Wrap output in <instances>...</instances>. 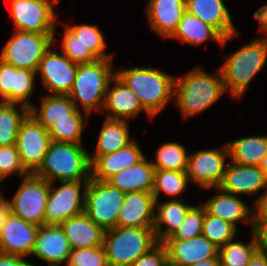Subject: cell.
<instances>
[{
    "label": "cell",
    "instance_id": "6da1fadb",
    "mask_svg": "<svg viewBox=\"0 0 267 266\" xmlns=\"http://www.w3.org/2000/svg\"><path fill=\"white\" fill-rule=\"evenodd\" d=\"M226 93L219 68L210 75L202 66H197L185 75L175 77L173 103L184 119L192 118L211 107Z\"/></svg>",
    "mask_w": 267,
    "mask_h": 266
},
{
    "label": "cell",
    "instance_id": "7a4b0ae2",
    "mask_svg": "<svg viewBox=\"0 0 267 266\" xmlns=\"http://www.w3.org/2000/svg\"><path fill=\"white\" fill-rule=\"evenodd\" d=\"M116 75L138 97L142 107L155 119L166 108L168 102H174L175 76L160 69L133 67L116 70Z\"/></svg>",
    "mask_w": 267,
    "mask_h": 266
},
{
    "label": "cell",
    "instance_id": "3957f363",
    "mask_svg": "<svg viewBox=\"0 0 267 266\" xmlns=\"http://www.w3.org/2000/svg\"><path fill=\"white\" fill-rule=\"evenodd\" d=\"M35 176L56 181H89L91 165L89 151L83 144L51 141L42 164L33 173Z\"/></svg>",
    "mask_w": 267,
    "mask_h": 266
},
{
    "label": "cell",
    "instance_id": "277c9868",
    "mask_svg": "<svg viewBox=\"0 0 267 266\" xmlns=\"http://www.w3.org/2000/svg\"><path fill=\"white\" fill-rule=\"evenodd\" d=\"M263 37H257L227 55L219 68L226 92L235 100L244 96L248 85L267 62V37Z\"/></svg>",
    "mask_w": 267,
    "mask_h": 266
},
{
    "label": "cell",
    "instance_id": "5b68a950",
    "mask_svg": "<svg viewBox=\"0 0 267 266\" xmlns=\"http://www.w3.org/2000/svg\"><path fill=\"white\" fill-rule=\"evenodd\" d=\"M113 58L98 59L92 63L78 64L75 79L68 94L76 109L89 115L94 110L102 111L106 91L111 79L116 75L113 72ZM81 104V108L79 104Z\"/></svg>",
    "mask_w": 267,
    "mask_h": 266
},
{
    "label": "cell",
    "instance_id": "8992f818",
    "mask_svg": "<svg viewBox=\"0 0 267 266\" xmlns=\"http://www.w3.org/2000/svg\"><path fill=\"white\" fill-rule=\"evenodd\" d=\"M158 244L153 228L115 227L105 231L109 266H130Z\"/></svg>",
    "mask_w": 267,
    "mask_h": 266
},
{
    "label": "cell",
    "instance_id": "52a82bcc",
    "mask_svg": "<svg viewBox=\"0 0 267 266\" xmlns=\"http://www.w3.org/2000/svg\"><path fill=\"white\" fill-rule=\"evenodd\" d=\"M65 25L62 35L61 51L72 62L77 64L92 63L98 59L113 58L106 53V41L97 25Z\"/></svg>",
    "mask_w": 267,
    "mask_h": 266
},
{
    "label": "cell",
    "instance_id": "ba28073f",
    "mask_svg": "<svg viewBox=\"0 0 267 266\" xmlns=\"http://www.w3.org/2000/svg\"><path fill=\"white\" fill-rule=\"evenodd\" d=\"M54 35L15 30L6 45L1 48L0 60L16 68L37 73L45 52L59 41Z\"/></svg>",
    "mask_w": 267,
    "mask_h": 266
},
{
    "label": "cell",
    "instance_id": "9c48e42d",
    "mask_svg": "<svg viewBox=\"0 0 267 266\" xmlns=\"http://www.w3.org/2000/svg\"><path fill=\"white\" fill-rule=\"evenodd\" d=\"M125 194L107 181L90 178L85 192L84 213L105 231L115 228Z\"/></svg>",
    "mask_w": 267,
    "mask_h": 266
},
{
    "label": "cell",
    "instance_id": "30bf717a",
    "mask_svg": "<svg viewBox=\"0 0 267 266\" xmlns=\"http://www.w3.org/2000/svg\"><path fill=\"white\" fill-rule=\"evenodd\" d=\"M59 183V187H56L54 182L49 183L45 225H60L65 220L84 212L88 181H63Z\"/></svg>",
    "mask_w": 267,
    "mask_h": 266
},
{
    "label": "cell",
    "instance_id": "8fae6325",
    "mask_svg": "<svg viewBox=\"0 0 267 266\" xmlns=\"http://www.w3.org/2000/svg\"><path fill=\"white\" fill-rule=\"evenodd\" d=\"M49 182L33 173L22 177L14 197L8 200L10 211L37 226L44 225Z\"/></svg>",
    "mask_w": 267,
    "mask_h": 266
},
{
    "label": "cell",
    "instance_id": "7c38bea8",
    "mask_svg": "<svg viewBox=\"0 0 267 266\" xmlns=\"http://www.w3.org/2000/svg\"><path fill=\"white\" fill-rule=\"evenodd\" d=\"M61 0H11L10 16L14 30L55 34L57 14L54 6Z\"/></svg>",
    "mask_w": 267,
    "mask_h": 266
},
{
    "label": "cell",
    "instance_id": "4fadbf2b",
    "mask_svg": "<svg viewBox=\"0 0 267 266\" xmlns=\"http://www.w3.org/2000/svg\"><path fill=\"white\" fill-rule=\"evenodd\" d=\"M221 147L199 150L188 155L186 172L189 182L192 181L204 190L220 186L227 166L226 157L229 159L227 144Z\"/></svg>",
    "mask_w": 267,
    "mask_h": 266
},
{
    "label": "cell",
    "instance_id": "5bb4252c",
    "mask_svg": "<svg viewBox=\"0 0 267 266\" xmlns=\"http://www.w3.org/2000/svg\"><path fill=\"white\" fill-rule=\"evenodd\" d=\"M50 142L48 130L29 113L21 122L16 136L20 161L29 173H34L42 164Z\"/></svg>",
    "mask_w": 267,
    "mask_h": 266
},
{
    "label": "cell",
    "instance_id": "9a60e30c",
    "mask_svg": "<svg viewBox=\"0 0 267 266\" xmlns=\"http://www.w3.org/2000/svg\"><path fill=\"white\" fill-rule=\"evenodd\" d=\"M78 64L62 52L50 47L39 62L37 76L49 95H68L71 91ZM39 72V73H38Z\"/></svg>",
    "mask_w": 267,
    "mask_h": 266
},
{
    "label": "cell",
    "instance_id": "2e32d148",
    "mask_svg": "<svg viewBox=\"0 0 267 266\" xmlns=\"http://www.w3.org/2000/svg\"><path fill=\"white\" fill-rule=\"evenodd\" d=\"M229 162L219 188L226 193L237 196H256L262 189H265L263 194L255 200L253 206L256 207L267 192L266 174L259 166Z\"/></svg>",
    "mask_w": 267,
    "mask_h": 266
},
{
    "label": "cell",
    "instance_id": "e0dca14e",
    "mask_svg": "<svg viewBox=\"0 0 267 266\" xmlns=\"http://www.w3.org/2000/svg\"><path fill=\"white\" fill-rule=\"evenodd\" d=\"M38 228L9 211L0 230V253L31 256Z\"/></svg>",
    "mask_w": 267,
    "mask_h": 266
},
{
    "label": "cell",
    "instance_id": "ac0fdd59",
    "mask_svg": "<svg viewBox=\"0 0 267 266\" xmlns=\"http://www.w3.org/2000/svg\"><path fill=\"white\" fill-rule=\"evenodd\" d=\"M36 72L16 68L0 60V101L20 104L30 109Z\"/></svg>",
    "mask_w": 267,
    "mask_h": 266
},
{
    "label": "cell",
    "instance_id": "d6986e66",
    "mask_svg": "<svg viewBox=\"0 0 267 266\" xmlns=\"http://www.w3.org/2000/svg\"><path fill=\"white\" fill-rule=\"evenodd\" d=\"M168 265L190 266L208 259H220L219 248L202 234L188 240L166 239Z\"/></svg>",
    "mask_w": 267,
    "mask_h": 266
},
{
    "label": "cell",
    "instance_id": "ffe728a7",
    "mask_svg": "<svg viewBox=\"0 0 267 266\" xmlns=\"http://www.w3.org/2000/svg\"><path fill=\"white\" fill-rule=\"evenodd\" d=\"M109 83L106 91L105 102L102 111H107L108 119L132 120L142 111L150 120L154 118L142 107L138 97L130 90L123 81L115 75Z\"/></svg>",
    "mask_w": 267,
    "mask_h": 266
},
{
    "label": "cell",
    "instance_id": "44dd1931",
    "mask_svg": "<svg viewBox=\"0 0 267 266\" xmlns=\"http://www.w3.org/2000/svg\"><path fill=\"white\" fill-rule=\"evenodd\" d=\"M72 248L61 225L39 226L35 246L31 256L49 263V266H61L68 262Z\"/></svg>",
    "mask_w": 267,
    "mask_h": 266
},
{
    "label": "cell",
    "instance_id": "7402d4cb",
    "mask_svg": "<svg viewBox=\"0 0 267 266\" xmlns=\"http://www.w3.org/2000/svg\"><path fill=\"white\" fill-rule=\"evenodd\" d=\"M155 203L152 192H127L118 213L117 227L153 228Z\"/></svg>",
    "mask_w": 267,
    "mask_h": 266
},
{
    "label": "cell",
    "instance_id": "603a6c76",
    "mask_svg": "<svg viewBox=\"0 0 267 266\" xmlns=\"http://www.w3.org/2000/svg\"><path fill=\"white\" fill-rule=\"evenodd\" d=\"M145 155L134 139L126 147L104 156H89L91 178L97 181H107L118 171L140 162Z\"/></svg>",
    "mask_w": 267,
    "mask_h": 266
},
{
    "label": "cell",
    "instance_id": "cb8c5ba5",
    "mask_svg": "<svg viewBox=\"0 0 267 266\" xmlns=\"http://www.w3.org/2000/svg\"><path fill=\"white\" fill-rule=\"evenodd\" d=\"M209 189L217 190V194L202 203L209 214L225 220L236 228L239 221L249 223L252 230L254 206L250 208L240 197L226 193L219 187Z\"/></svg>",
    "mask_w": 267,
    "mask_h": 266
},
{
    "label": "cell",
    "instance_id": "d4e9b609",
    "mask_svg": "<svg viewBox=\"0 0 267 266\" xmlns=\"http://www.w3.org/2000/svg\"><path fill=\"white\" fill-rule=\"evenodd\" d=\"M145 7L150 29L163 39L174 33L186 11L185 0H149Z\"/></svg>",
    "mask_w": 267,
    "mask_h": 266
},
{
    "label": "cell",
    "instance_id": "484cf974",
    "mask_svg": "<svg viewBox=\"0 0 267 266\" xmlns=\"http://www.w3.org/2000/svg\"><path fill=\"white\" fill-rule=\"evenodd\" d=\"M185 9L202 22L214 27L224 38L237 32L223 0H185Z\"/></svg>",
    "mask_w": 267,
    "mask_h": 266
},
{
    "label": "cell",
    "instance_id": "4316f807",
    "mask_svg": "<svg viewBox=\"0 0 267 266\" xmlns=\"http://www.w3.org/2000/svg\"><path fill=\"white\" fill-rule=\"evenodd\" d=\"M237 36H239L238 32L228 38H224L214 27L185 11L174 33L168 39L177 38L182 43H187L192 46H198L207 40H212L217 42L223 49L230 39Z\"/></svg>",
    "mask_w": 267,
    "mask_h": 266
},
{
    "label": "cell",
    "instance_id": "83f0119b",
    "mask_svg": "<svg viewBox=\"0 0 267 266\" xmlns=\"http://www.w3.org/2000/svg\"><path fill=\"white\" fill-rule=\"evenodd\" d=\"M60 225L72 249L103 246L105 230L96 225L84 212Z\"/></svg>",
    "mask_w": 267,
    "mask_h": 266
},
{
    "label": "cell",
    "instance_id": "f1b7e54d",
    "mask_svg": "<svg viewBox=\"0 0 267 266\" xmlns=\"http://www.w3.org/2000/svg\"><path fill=\"white\" fill-rule=\"evenodd\" d=\"M154 173L155 168L152 162L147 157H144L137 164L118 171L107 182L124 193L135 191L152 192Z\"/></svg>",
    "mask_w": 267,
    "mask_h": 266
},
{
    "label": "cell",
    "instance_id": "f546056e",
    "mask_svg": "<svg viewBox=\"0 0 267 266\" xmlns=\"http://www.w3.org/2000/svg\"><path fill=\"white\" fill-rule=\"evenodd\" d=\"M184 201L181 197L170 199L165 203H160V200L156 201L153 229L158 243H162L171 237L181 226L187 211L192 206V204L184 203ZM163 227L166 229H163Z\"/></svg>",
    "mask_w": 267,
    "mask_h": 266
},
{
    "label": "cell",
    "instance_id": "4dcf8cb0",
    "mask_svg": "<svg viewBox=\"0 0 267 266\" xmlns=\"http://www.w3.org/2000/svg\"><path fill=\"white\" fill-rule=\"evenodd\" d=\"M40 109L33 104L29 113L33 118L48 130L56 121L71 120V114L76 110L75 104L68 95H44Z\"/></svg>",
    "mask_w": 267,
    "mask_h": 266
},
{
    "label": "cell",
    "instance_id": "1f68e13d",
    "mask_svg": "<svg viewBox=\"0 0 267 266\" xmlns=\"http://www.w3.org/2000/svg\"><path fill=\"white\" fill-rule=\"evenodd\" d=\"M129 122L127 120L105 118L99 132L94 153L89 156H104L126 147L134 139L130 137Z\"/></svg>",
    "mask_w": 267,
    "mask_h": 266
},
{
    "label": "cell",
    "instance_id": "d6a6232c",
    "mask_svg": "<svg viewBox=\"0 0 267 266\" xmlns=\"http://www.w3.org/2000/svg\"><path fill=\"white\" fill-rule=\"evenodd\" d=\"M229 160L241 165L259 166L267 154V136H248L227 143Z\"/></svg>",
    "mask_w": 267,
    "mask_h": 266
},
{
    "label": "cell",
    "instance_id": "836d02e7",
    "mask_svg": "<svg viewBox=\"0 0 267 266\" xmlns=\"http://www.w3.org/2000/svg\"><path fill=\"white\" fill-rule=\"evenodd\" d=\"M28 114L26 106L0 101V146L16 145L20 124Z\"/></svg>",
    "mask_w": 267,
    "mask_h": 266
},
{
    "label": "cell",
    "instance_id": "e575fe53",
    "mask_svg": "<svg viewBox=\"0 0 267 266\" xmlns=\"http://www.w3.org/2000/svg\"><path fill=\"white\" fill-rule=\"evenodd\" d=\"M82 114L80 110L76 109L71 114V120L56 121V123L48 129L51 141L82 144L84 124L85 126L87 125L90 116L86 112L84 115Z\"/></svg>",
    "mask_w": 267,
    "mask_h": 266
},
{
    "label": "cell",
    "instance_id": "d590c367",
    "mask_svg": "<svg viewBox=\"0 0 267 266\" xmlns=\"http://www.w3.org/2000/svg\"><path fill=\"white\" fill-rule=\"evenodd\" d=\"M189 183L186 171L155 170L152 194L155 201H159L161 192L176 199L185 193Z\"/></svg>",
    "mask_w": 267,
    "mask_h": 266
},
{
    "label": "cell",
    "instance_id": "8d00e7d4",
    "mask_svg": "<svg viewBox=\"0 0 267 266\" xmlns=\"http://www.w3.org/2000/svg\"><path fill=\"white\" fill-rule=\"evenodd\" d=\"M187 153L184 145L165 142L156 150V159L151 162L155 170L187 171Z\"/></svg>",
    "mask_w": 267,
    "mask_h": 266
},
{
    "label": "cell",
    "instance_id": "74e56055",
    "mask_svg": "<svg viewBox=\"0 0 267 266\" xmlns=\"http://www.w3.org/2000/svg\"><path fill=\"white\" fill-rule=\"evenodd\" d=\"M252 239L248 243L243 241L227 242L219 249V258L222 266H247L250 259L257 252L256 242L251 232Z\"/></svg>",
    "mask_w": 267,
    "mask_h": 266
},
{
    "label": "cell",
    "instance_id": "f35d334b",
    "mask_svg": "<svg viewBox=\"0 0 267 266\" xmlns=\"http://www.w3.org/2000/svg\"><path fill=\"white\" fill-rule=\"evenodd\" d=\"M237 229L225 220L205 212L202 235L217 248H222L227 242L233 240L238 234Z\"/></svg>",
    "mask_w": 267,
    "mask_h": 266
},
{
    "label": "cell",
    "instance_id": "ab89813d",
    "mask_svg": "<svg viewBox=\"0 0 267 266\" xmlns=\"http://www.w3.org/2000/svg\"><path fill=\"white\" fill-rule=\"evenodd\" d=\"M200 204H192L181 226L167 239L188 240L202 234L206 209L202 202Z\"/></svg>",
    "mask_w": 267,
    "mask_h": 266
},
{
    "label": "cell",
    "instance_id": "60d3db41",
    "mask_svg": "<svg viewBox=\"0 0 267 266\" xmlns=\"http://www.w3.org/2000/svg\"><path fill=\"white\" fill-rule=\"evenodd\" d=\"M66 266H109L104 247L72 249Z\"/></svg>",
    "mask_w": 267,
    "mask_h": 266
},
{
    "label": "cell",
    "instance_id": "b9f144b4",
    "mask_svg": "<svg viewBox=\"0 0 267 266\" xmlns=\"http://www.w3.org/2000/svg\"><path fill=\"white\" fill-rule=\"evenodd\" d=\"M12 174L22 178L30 173L22 165L16 145L0 146V181Z\"/></svg>",
    "mask_w": 267,
    "mask_h": 266
},
{
    "label": "cell",
    "instance_id": "7bdbcfd3",
    "mask_svg": "<svg viewBox=\"0 0 267 266\" xmlns=\"http://www.w3.org/2000/svg\"><path fill=\"white\" fill-rule=\"evenodd\" d=\"M168 258L165 246L158 243L149 252L139 257L130 266H167Z\"/></svg>",
    "mask_w": 267,
    "mask_h": 266
},
{
    "label": "cell",
    "instance_id": "ee69618b",
    "mask_svg": "<svg viewBox=\"0 0 267 266\" xmlns=\"http://www.w3.org/2000/svg\"><path fill=\"white\" fill-rule=\"evenodd\" d=\"M250 231L254 236L257 252L267 256V220L263 219L256 211Z\"/></svg>",
    "mask_w": 267,
    "mask_h": 266
},
{
    "label": "cell",
    "instance_id": "f6af8a7d",
    "mask_svg": "<svg viewBox=\"0 0 267 266\" xmlns=\"http://www.w3.org/2000/svg\"><path fill=\"white\" fill-rule=\"evenodd\" d=\"M0 266H37L25 257L0 253Z\"/></svg>",
    "mask_w": 267,
    "mask_h": 266
},
{
    "label": "cell",
    "instance_id": "bcb514c9",
    "mask_svg": "<svg viewBox=\"0 0 267 266\" xmlns=\"http://www.w3.org/2000/svg\"><path fill=\"white\" fill-rule=\"evenodd\" d=\"M254 18L259 21L260 27L258 28L261 34H265L267 37V4L262 5L258 8L254 14Z\"/></svg>",
    "mask_w": 267,
    "mask_h": 266
},
{
    "label": "cell",
    "instance_id": "7dc6e473",
    "mask_svg": "<svg viewBox=\"0 0 267 266\" xmlns=\"http://www.w3.org/2000/svg\"><path fill=\"white\" fill-rule=\"evenodd\" d=\"M247 266H267V256L256 252Z\"/></svg>",
    "mask_w": 267,
    "mask_h": 266
},
{
    "label": "cell",
    "instance_id": "c3c4849f",
    "mask_svg": "<svg viewBox=\"0 0 267 266\" xmlns=\"http://www.w3.org/2000/svg\"><path fill=\"white\" fill-rule=\"evenodd\" d=\"M9 211H10V208H9L8 199H5V197H3L0 200V230L4 224L5 218Z\"/></svg>",
    "mask_w": 267,
    "mask_h": 266
},
{
    "label": "cell",
    "instance_id": "681fc988",
    "mask_svg": "<svg viewBox=\"0 0 267 266\" xmlns=\"http://www.w3.org/2000/svg\"><path fill=\"white\" fill-rule=\"evenodd\" d=\"M255 211L263 218L267 220V192L258 205L255 207Z\"/></svg>",
    "mask_w": 267,
    "mask_h": 266
},
{
    "label": "cell",
    "instance_id": "f907efd6",
    "mask_svg": "<svg viewBox=\"0 0 267 266\" xmlns=\"http://www.w3.org/2000/svg\"><path fill=\"white\" fill-rule=\"evenodd\" d=\"M220 265H221L220 259H208V260L197 262L190 266H220Z\"/></svg>",
    "mask_w": 267,
    "mask_h": 266
},
{
    "label": "cell",
    "instance_id": "816d5d0a",
    "mask_svg": "<svg viewBox=\"0 0 267 266\" xmlns=\"http://www.w3.org/2000/svg\"><path fill=\"white\" fill-rule=\"evenodd\" d=\"M259 167L264 171V173L266 174V177H267V154L262 159V162L259 165Z\"/></svg>",
    "mask_w": 267,
    "mask_h": 266
},
{
    "label": "cell",
    "instance_id": "f5cc1de1",
    "mask_svg": "<svg viewBox=\"0 0 267 266\" xmlns=\"http://www.w3.org/2000/svg\"><path fill=\"white\" fill-rule=\"evenodd\" d=\"M2 182L0 181V184H1ZM4 196H3V193L0 191V200L3 198Z\"/></svg>",
    "mask_w": 267,
    "mask_h": 266
}]
</instances>
